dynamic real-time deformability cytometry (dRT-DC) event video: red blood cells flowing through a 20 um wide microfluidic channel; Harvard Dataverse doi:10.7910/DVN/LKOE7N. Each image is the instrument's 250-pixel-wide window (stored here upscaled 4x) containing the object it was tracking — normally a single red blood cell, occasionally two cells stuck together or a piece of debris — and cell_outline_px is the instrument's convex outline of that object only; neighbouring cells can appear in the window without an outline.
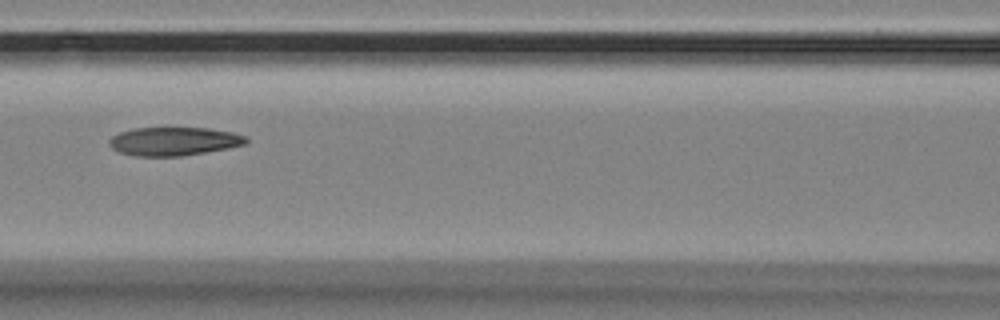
{"species": "Egyptian fruit bat (a non-hibernating species)", "species_latin": "Rousettus aegyptiacus", "temperature_condition": "room temperature", "stored_images_in_passage": 7, "camera_frame_rate_fps": 3000, "um_per_image_px": 0.085, "animal": {"sex": "female"}, "frame": {"image": 1, "passage_image": 4, "time_ms": 1.0, "image_size_px": [1000, 320], "cell_outline_px": [[248, 140], [244, 144], [228, 148], [180, 156], [136, 156], [120, 152], [112, 148], [108, 144], [108, 140], [112, 136], [120, 132], [136, 128], [208, 128], [232, 132], [244, 136]], "centroid_in_image_um": [14.74, 12.01], "position_along_channel_um": 151.9, "area_um2": 22.48}}
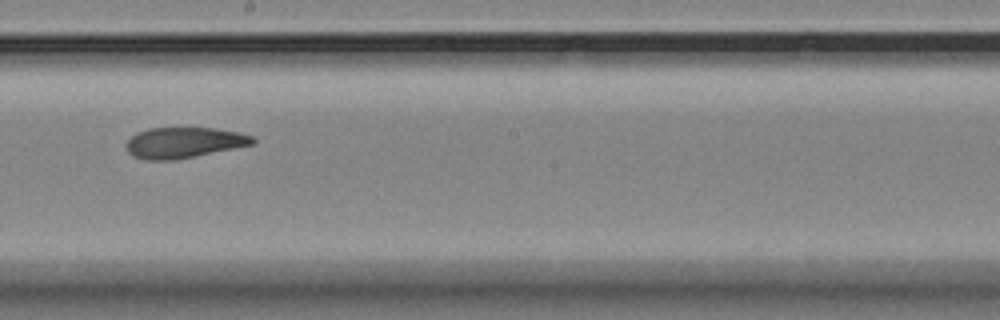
{"frame": {"image": 2, "passage_image": 6, "time_ms": 1.667, "image_size_px": [1000, 320], "cell_outline_px": [[256, 140], [252, 144], [172, 160], [144, 160], [132, 156], [124, 148], [128, 140], [136, 132], [148, 128], [216, 128], [240, 132], [252, 136]], "centroid_in_image_um": [15.56, 12.11], "position_along_channel_um": 232.6, "area_um2": 22.48}}
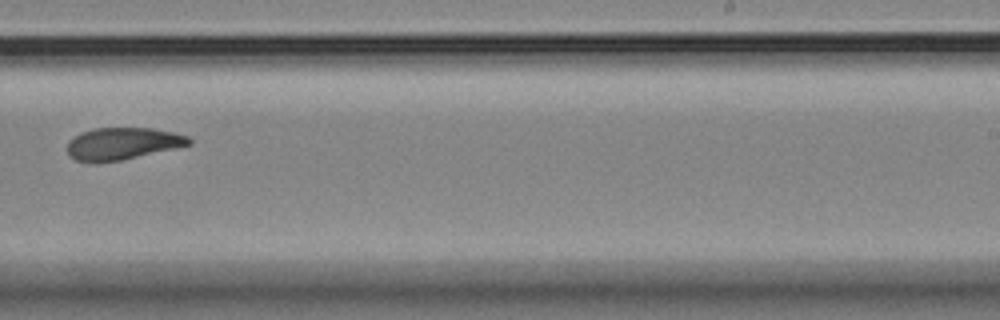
{"frame": {"image": 3, "passage_image": 7, "time_ms": 2.0, "image_size_px": [1000, 320], "cell_outline_px": [[192, 144], [120, 160], [96, 164], [76, 160], [68, 156], [68, 140], [80, 132], [92, 128], [152, 128], [172, 132], [188, 136], [192, 140]], "centroid_in_image_um": [10.35, 12.21], "position_along_channel_um": 278.6, "area_um2": 22.89}}